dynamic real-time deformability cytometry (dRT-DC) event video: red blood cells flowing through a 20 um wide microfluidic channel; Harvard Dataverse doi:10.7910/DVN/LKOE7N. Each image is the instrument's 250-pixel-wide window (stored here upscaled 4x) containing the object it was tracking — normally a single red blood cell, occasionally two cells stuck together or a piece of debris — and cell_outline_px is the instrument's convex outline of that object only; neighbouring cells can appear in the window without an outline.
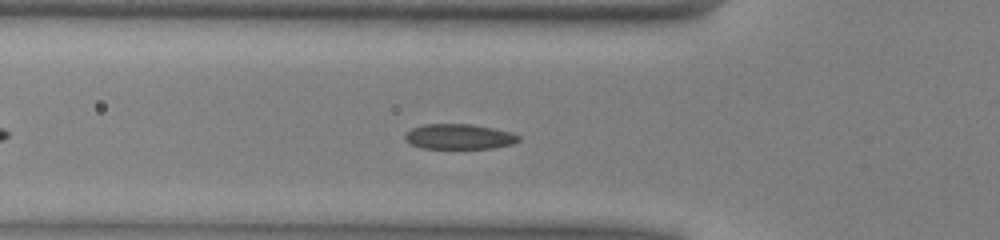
{"species": "common noctule bat (a hibernating species)", "species_latin": "Nyctalus noctula", "temperature_condition": "warm", "stored_images_in_passage": 38, "camera_frame_rate_fps": 3000, "um_per_image_px": 0.085, "animal": {"sex": "male", "body_mass_g": 13.0, "forearm_length_mm": 53.1}, "frame": {"image": 1, "passage_image": 4, "time_ms": 1.0, "image_size_px": [1000, 240], "cell_outline_px": [[520, 140], [512, 144], [492, 148], [420, 148], [404, 140], [404, 132], [412, 128], [424, 124], [472, 124], [512, 132], [520, 136]], "centroid_in_image_um": [39.0, 11.61], "position_along_channel_um": 86.8, "area_um2": 16.76}}
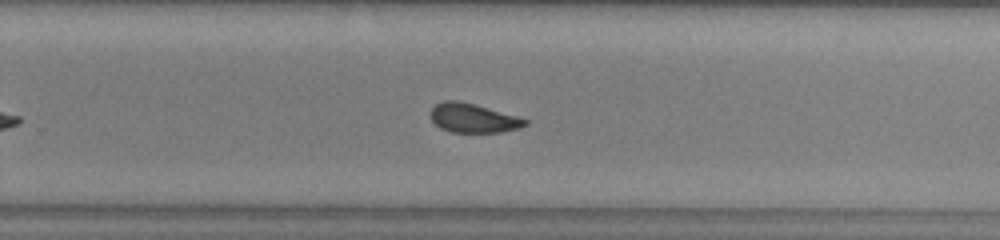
{"frame": {"image": 2, "passage_image": 19, "time_ms": 6.0, "image_size_px": [1000, 240], "cell_outline_px": [[528, 124], [520, 128], [500, 132], [452, 132], [440, 128], [432, 120], [432, 108], [436, 104], [444, 100], [456, 100], [476, 104], [516, 116], [528, 120]], "centroid_in_image_um": [40.23, 10.03], "position_along_channel_um": 289.6, "area_um2": 15.9}}
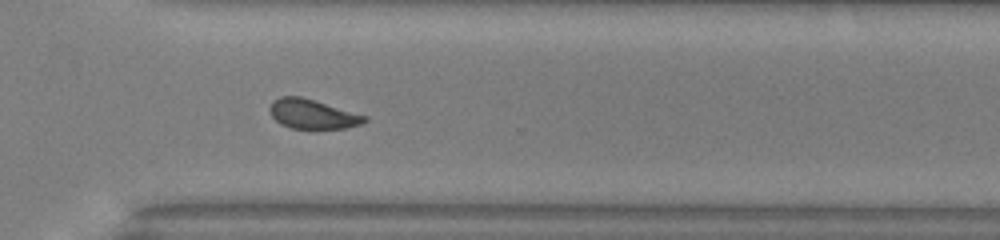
{"frame": {"image": 3, "passage_image": 23, "time_ms": 7.333, "image_size_px": [1000, 240], "cell_outline_px": [[368, 120], [360, 124], [344, 128], [292, 128], [280, 124], [272, 116], [268, 108], [272, 100], [280, 96], [300, 96], [368, 116]], "centroid_in_image_um": [26.53, 9.68], "position_along_channel_um": 344.1, "area_um2": 16.18}, "authors_computed_cell_mechanics": {"area_um2": 16.762, "velocity_mm_per_s": 4.0574, "shape_relaxation_time_tau1_ms": 3.8311, "shape_relaxation_time_tau2_ms": 1.7934, "deformation_change_tau1": 0.1287, "deformation_change_tau2": 0.0765}}